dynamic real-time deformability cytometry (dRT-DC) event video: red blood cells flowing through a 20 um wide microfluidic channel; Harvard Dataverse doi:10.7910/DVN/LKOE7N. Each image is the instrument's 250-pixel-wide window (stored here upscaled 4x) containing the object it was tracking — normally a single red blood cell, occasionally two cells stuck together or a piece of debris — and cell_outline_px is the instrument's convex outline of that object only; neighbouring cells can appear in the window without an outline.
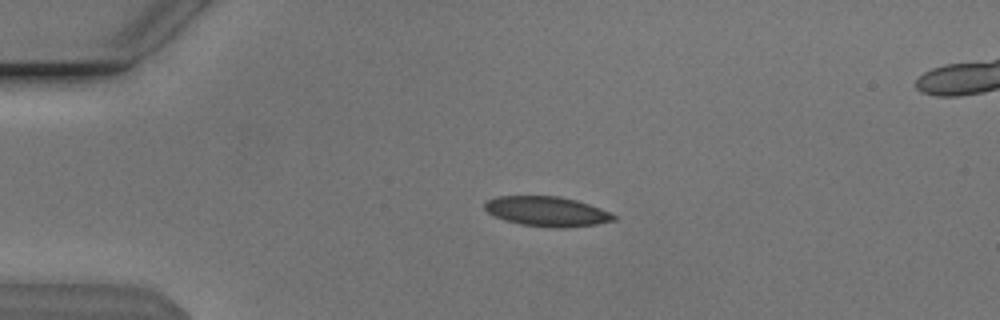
{"species": "Egyptian fruit bat (a non-hibernating species)", "species_latin": "Rousettus aegyptiacus", "temperature_condition": "cold", "stored_images_in_passage": 42, "camera_frame_rate_fps": 3000, "um_per_image_px": 0.085, "animal": {"sex": "male"}, "frame": {"image": 1, "passage_image": 1, "time_ms": 0.0, "image_size_px": [1000, 320], "cell_outline_px": [[616, 220], [596, 224], [568, 228], [552, 228], [520, 224], [504, 220], [492, 216], [484, 208], [484, 204], [488, 200], [496, 196], [556, 196], [576, 200], [600, 208], [616, 216]], "centroid_in_image_um": [46.46, 17.98], "position_along_channel_um": 38.5, "area_um2": 22.48}}
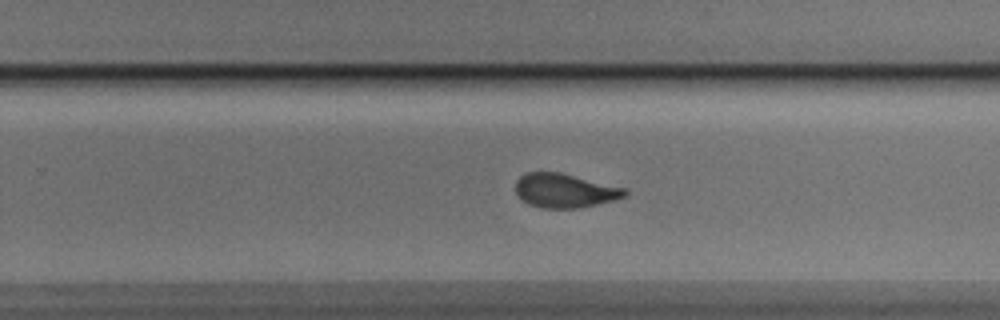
{"frame": {"image": 2, "passage_image": 23, "time_ms": 7.333, "image_size_px": [1000, 320], "cell_outline_px": [[628, 196], [580, 208], [540, 208], [528, 204], [516, 192], [516, 180], [520, 176], [528, 172], [560, 172], [628, 188]], "centroid_in_image_um": [48.04, 16.19], "position_along_channel_um": 281.8, "area_um2": 21.79}}
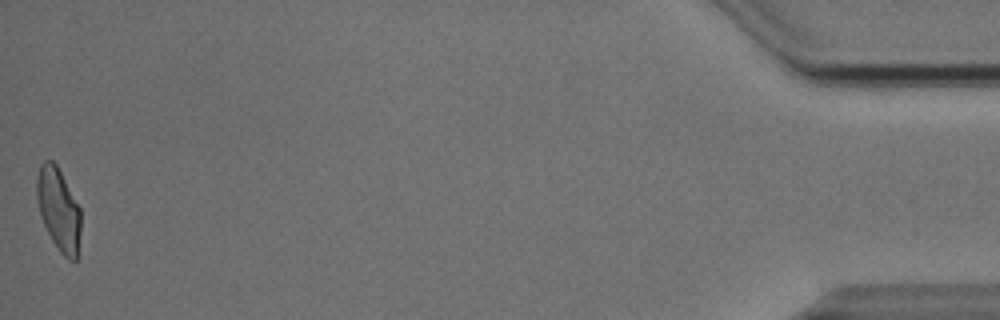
{"frame": {"image": 3, "passage_image": 42, "time_ms": 13.667, "image_size_px": [1000, 320], "cell_outline_px": [[80, 232], [76, 260], [68, 260], [60, 252], [52, 240], [44, 224], [40, 212], [36, 196], [36, 180], [40, 164], [44, 160], [52, 160], [56, 164], [80, 208]], "centroid_in_image_um": [4.97, 17.78], "position_along_channel_um": 430.2, "area_um2": 20.92}, "authors_computed_cell_mechanics": {"area_um2": 22.3975, "velocity_mm_per_s": 3.8311, "shape_relaxation_time_tau1_ms": 4.373, "shape_relaxation_time_tau2_ms": 1.2876, "deformation_change_tau1": 0.1327, "deformation_change_tau2": 0.0769}}